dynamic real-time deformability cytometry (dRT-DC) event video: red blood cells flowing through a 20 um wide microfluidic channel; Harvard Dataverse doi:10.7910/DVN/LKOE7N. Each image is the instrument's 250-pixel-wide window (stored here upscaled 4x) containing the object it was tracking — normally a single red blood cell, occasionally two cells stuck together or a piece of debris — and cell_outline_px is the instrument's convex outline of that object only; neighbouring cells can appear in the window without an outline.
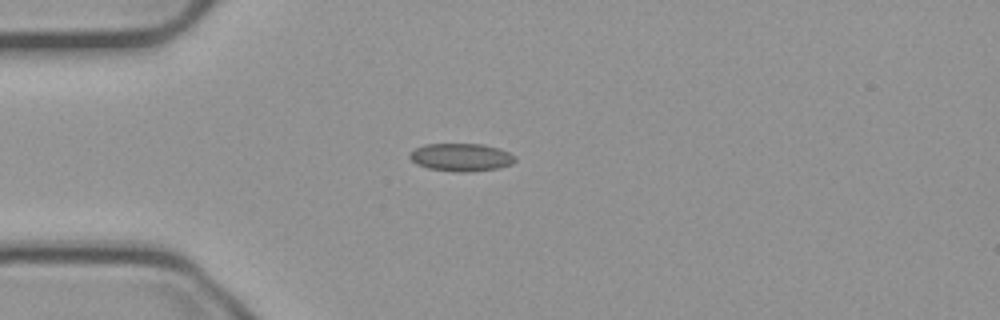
{"species": "common noctule bat (a hibernating species)", "species_latin": "Nyctalus noctula", "temperature_condition": "cold", "stored_images_in_passage": 41, "camera_frame_rate_fps": 3000, "um_per_image_px": 0.085, "animal": {"sex": "male", "body_mass_g": 23.1, "forearm_length_mm": 52.7}, "frame": {"image": 1, "passage_image": 1, "time_ms": 0.0, "image_size_px": [1000, 320], "cell_outline_px": [[516, 160], [512, 164], [500, 168], [472, 172], [456, 172], [428, 168], [416, 164], [408, 156], [416, 148], [424, 144], [480, 144], [496, 148], [508, 152], [516, 156]], "centroid_in_image_um": [39.21, 13.38], "position_along_channel_um": 45.8, "area_um2": 17.11}}
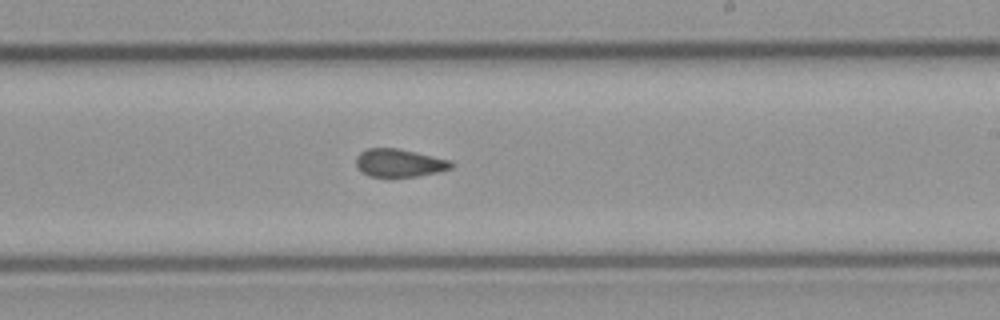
{"frame": {"image": 2, "passage_image": 19, "time_ms": 6.0, "image_size_px": [1000, 320], "cell_outline_px": [[452, 168], [436, 172], [416, 176], [368, 176], [360, 172], [356, 168], [356, 156], [360, 152], [368, 148], [396, 148], [416, 152], [452, 160]], "centroid_in_image_um": [33.9, 13.84], "position_along_channel_um": 255.1, "area_um2": 15.49}}
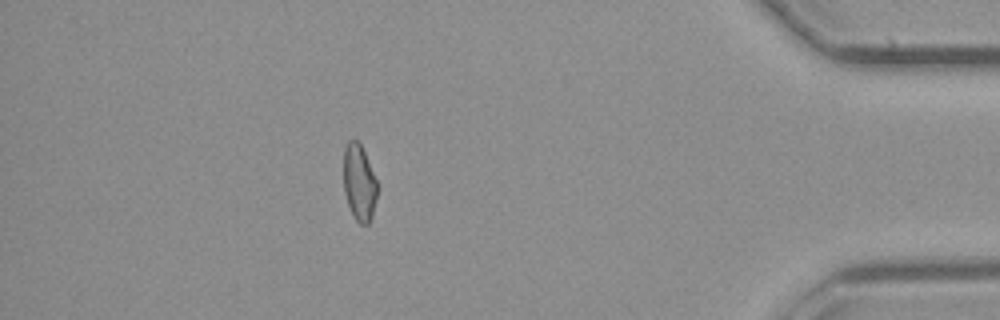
{"frame": {"image": 3, "passage_image": 35, "time_ms": 11.333, "image_size_px": [1000, 320], "cell_outline_px": [[376, 196], [372, 216], [368, 224], [360, 224], [352, 216], [344, 192], [344, 148], [348, 140], [356, 140], [360, 144], [364, 152], [376, 180]], "centroid_in_image_um": [30.51, 15.54], "position_along_channel_um": 404.7, "area_um2": 14.74}, "authors_computed_cell_mechanics": {"area_um2": 16.0106, "velocity_mm_per_s": 3.745, "shape_relaxation_time_tau1_ms": null, "shape_relaxation_time_tau2_ms": 2.8002, "deformation_change_tau1": null, "deformation_change_tau2": 0.07}}